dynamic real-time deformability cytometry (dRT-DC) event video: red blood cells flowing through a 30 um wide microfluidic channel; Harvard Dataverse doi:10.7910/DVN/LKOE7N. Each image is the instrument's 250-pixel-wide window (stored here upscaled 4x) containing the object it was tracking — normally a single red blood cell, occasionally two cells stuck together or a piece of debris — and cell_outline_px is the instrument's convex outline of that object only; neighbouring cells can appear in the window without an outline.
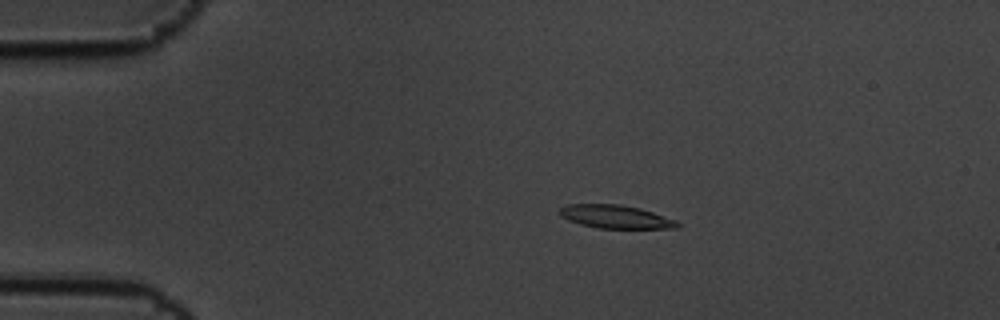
{"species": "common noctule bat (a hibernating species)", "species_latin": "Nyctalus noctula", "temperature_condition": "cold", "stored_images_in_passage": 6, "camera_frame_rate_fps": 3000, "um_per_image_px": 0.085, "animal": {"sex": "male", "body_mass_g": 19.5, "forearm_length_mm": 54.6}, "frame": {"image": 1, "passage_image": 3, "time_ms": 0.667, "image_size_px": [1000, 320], "cell_outline_px": [[680, 228], [596, 228], [580, 224], [568, 220], [560, 216], [560, 208], [568, 204], [620, 204], [640, 208], [676, 220], [680, 224]], "centroid_in_image_um": [52.32, 18.42], "position_along_channel_um": 32.7, "area_um2": 15.95}}
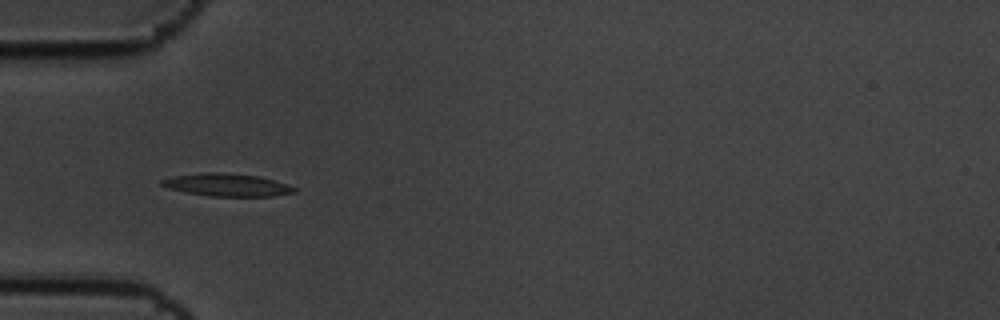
{"frame": {"image": 2, "passage_image": 5, "time_ms": 1.333, "image_size_px": [1000, 320], "cell_outline_px": [[296, 192], [272, 196], [212, 196], [188, 192], [168, 188], [160, 184], [160, 180], [172, 176], [208, 172], [216, 172], [256, 176], [272, 180], [296, 188]], "centroid_in_image_um": [19.25, 15.72], "position_along_channel_um": 65.8, "area_um2": 17.05}}
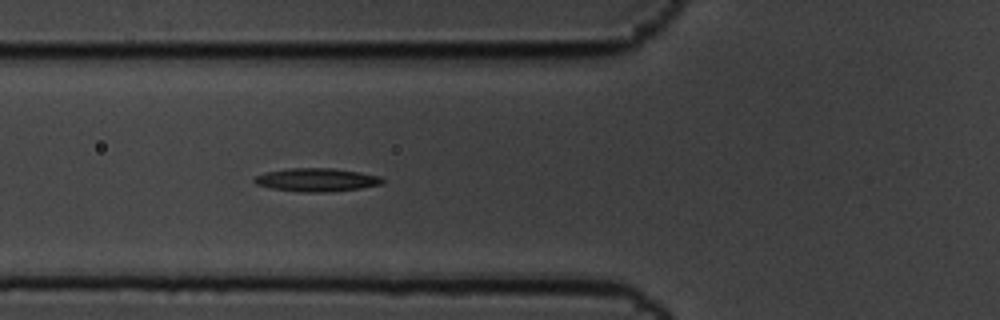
{"frame": {"image": 3, "passage_image": 6, "time_ms": 1.667, "image_size_px": [1000, 320], "cell_outline_px": [[384, 184], [360, 188], [328, 192], [300, 192], [272, 188], [256, 184], [252, 180], [256, 176], [264, 172], [288, 168], [336, 168], [360, 172], [380, 176], [384, 180]], "centroid_in_image_um": [26.92, 15.28], "position_along_channel_um": 98.9, "area_um2": 17.51}}